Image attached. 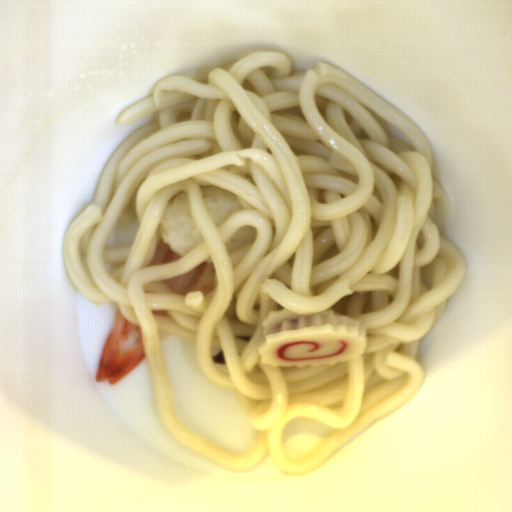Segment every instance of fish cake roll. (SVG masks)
<instances>
[{
	"instance_id": "1",
	"label": "fish cake roll",
	"mask_w": 512,
	"mask_h": 512,
	"mask_svg": "<svg viewBox=\"0 0 512 512\" xmlns=\"http://www.w3.org/2000/svg\"><path fill=\"white\" fill-rule=\"evenodd\" d=\"M260 342L263 364L308 368L350 362L368 347V331L356 318L331 309L303 315L275 309L263 323Z\"/></svg>"
}]
</instances>
